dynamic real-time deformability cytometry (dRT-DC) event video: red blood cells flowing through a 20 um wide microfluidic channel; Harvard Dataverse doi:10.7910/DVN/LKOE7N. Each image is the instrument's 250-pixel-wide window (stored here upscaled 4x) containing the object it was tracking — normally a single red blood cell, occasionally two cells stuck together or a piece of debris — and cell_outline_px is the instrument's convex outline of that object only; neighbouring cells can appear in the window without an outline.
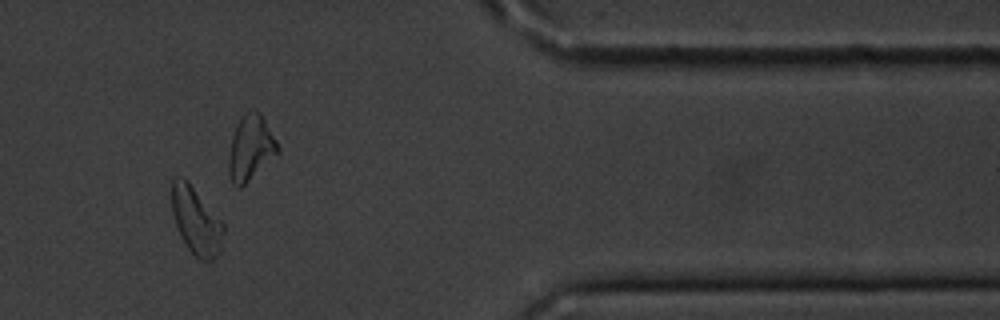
{"species": "common noctule bat (a hibernating species)", "species_latin": "Nyctalus noctula", "temperature_condition": "cold", "stored_images_in_passage": 14, "camera_frame_rate_fps": 3000, "um_per_image_px": 0.085, "animal": {"sex": "male", "body_mass_g": 20.1, "forearm_length_mm": 53.5}, "frame": {"image": 1, "passage_image": 12, "time_ms": 14.667, "image_size_px": [1000, 320], "cell_outline_px": [[224, 232], [220, 248], [212, 260], [200, 260], [188, 248], [180, 236], [172, 212], [172, 180], [176, 176], [180, 176], [188, 180], [224, 224]], "centroid_in_image_um": [16.65, 18.74], "position_along_channel_um": 394.7, "area_um2": 20.06}, "authors_computed_cell_mechanics": {"area_um2": 19.9699, "velocity_mm_per_s": 3.5055, "shape_relaxation_time_tau1_ms": 5.4818, "shape_relaxation_time_tau2_ms": 11.3142, "deformation_change_tau1": 0.1282, "deformation_change_tau2": 0.1972}}